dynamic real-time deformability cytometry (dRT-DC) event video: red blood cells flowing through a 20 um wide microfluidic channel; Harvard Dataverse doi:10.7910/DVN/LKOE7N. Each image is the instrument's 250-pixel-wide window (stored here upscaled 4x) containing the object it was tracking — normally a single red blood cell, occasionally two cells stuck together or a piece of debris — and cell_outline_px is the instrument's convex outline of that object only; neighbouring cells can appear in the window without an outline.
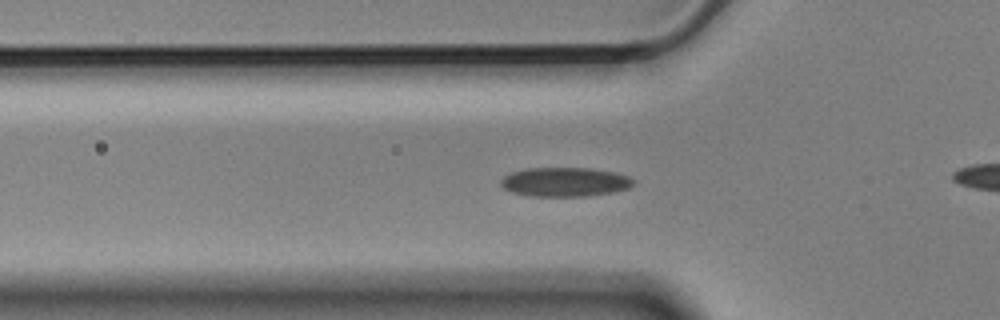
{"species": "Egyptian fruit bat (a non-hibernating species)", "species_latin": "Rousettus aegyptiacus", "temperature_condition": "cold", "stored_images_in_passage": 49, "camera_frame_rate_fps": 3000, "um_per_image_px": 0.085, "animal": {"sex": "male"}, "frame": {"image": 1, "passage_image": 10, "time_ms": 3.0, "image_size_px": [1000, 320], "cell_outline_px": [[636, 180], [628, 188], [616, 192], [584, 196], [528, 196], [512, 192], [504, 188], [500, 184], [500, 180], [504, 176], [512, 172], [524, 168], [588, 168], [616, 172], [628, 176]], "centroid_in_image_um": [48.01, 15.46], "position_along_channel_um": 77.8, "area_um2": 22.66}}
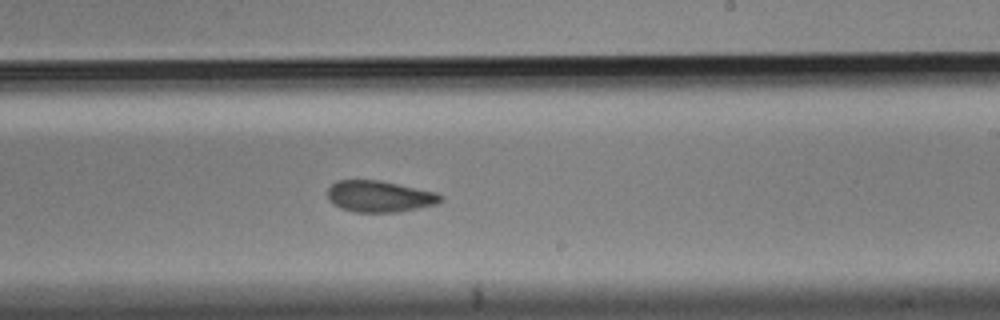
{"frame": {"image": 2, "passage_image": 25, "time_ms": 8.0, "image_size_px": [1000, 320], "cell_outline_px": [[444, 200], [436, 204], [396, 212], [352, 212], [340, 208], [328, 200], [328, 188], [336, 180], [380, 180], [436, 192], [444, 196]], "centroid_in_image_um": [32.25, 16.69], "position_along_channel_um": 256.8, "area_um2": 20.75}}
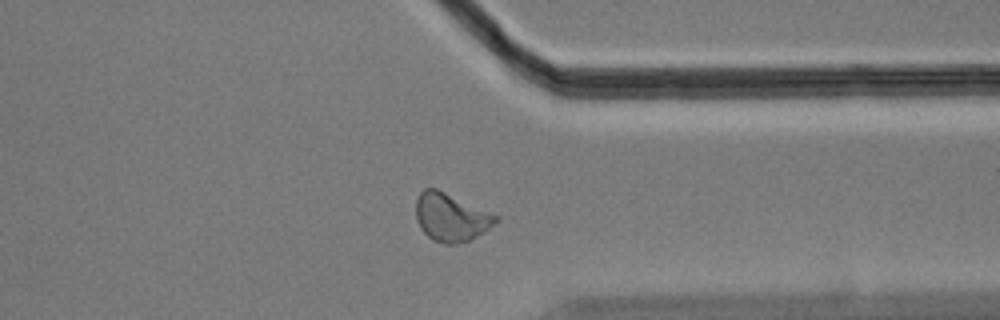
{"frame": {"image": 3, "passage_image": 35, "time_ms": 11.333, "image_size_px": [1000, 320], "cell_outline_px": [[500, 220], [484, 232], [468, 240], [456, 244], [444, 244], [432, 240], [420, 228], [416, 220], [416, 200], [420, 192], [424, 188], [436, 188], [496, 216]], "centroid_in_image_um": [38.28, 18.48], "position_along_channel_um": 373.1, "area_um2": 21.96}, "authors_computed_cell_mechanics": {"area_um2": 21.7328, "velocity_mm_per_s": 3.5668, "shape_relaxation_time_tau1_ms": null, "shape_relaxation_time_tau2_ms": 2.7395, "deformation_change_tau1": null, "deformation_change_tau2": 0.0754}}